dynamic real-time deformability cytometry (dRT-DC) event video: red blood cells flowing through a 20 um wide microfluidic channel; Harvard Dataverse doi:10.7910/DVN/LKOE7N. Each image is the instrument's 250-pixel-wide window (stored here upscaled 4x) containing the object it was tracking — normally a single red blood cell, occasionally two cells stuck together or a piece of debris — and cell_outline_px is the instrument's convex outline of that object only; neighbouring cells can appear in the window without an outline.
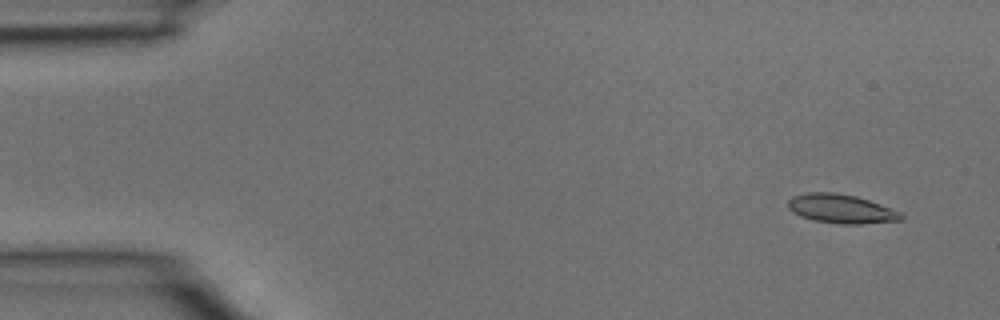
{"species": "common noctule bat (a hibernating species)", "species_latin": "Nyctalus noctula", "temperature_condition": "room temperature", "stored_images_in_passage": 39, "camera_frame_rate_fps": 3000, "um_per_image_px": 0.085, "animal": {"sex": "male", "body_mass_g": 15.6}, "frame": {"image": 1, "passage_image": 1, "time_ms": 0.0, "image_size_px": [1000, 320], "cell_outline_px": [[904, 220], [860, 224], [840, 224], [816, 220], [800, 216], [792, 212], [788, 208], [788, 200], [792, 196], [808, 192], [836, 192], [856, 196], [880, 204], [900, 212], [904, 216]], "centroid_in_image_um": [71.49, 17.74], "position_along_channel_um": 13.5, "area_um2": 19.13}}
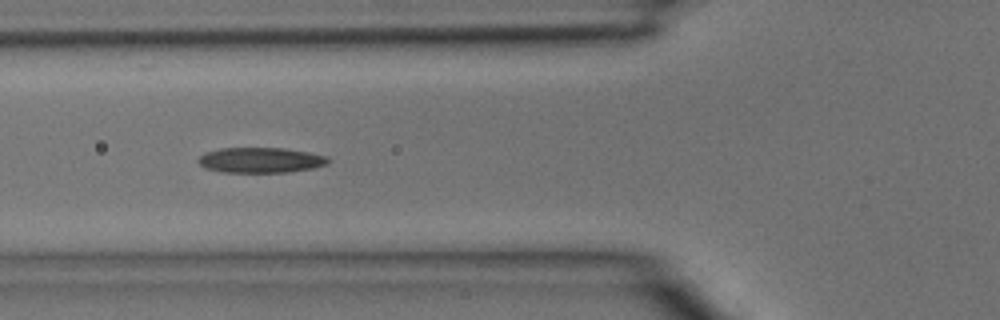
{"frame": {"image": 2, "passage_image": 13, "time_ms": 4.0, "image_size_px": [1000, 320], "cell_outline_px": [[332, 160], [328, 164], [312, 168], [288, 172], [220, 172], [204, 168], [196, 160], [204, 152], [220, 148], [284, 148], [308, 152], [328, 156]], "centroid_in_image_um": [22.15, 13.61], "position_along_channel_um": 103.7, "area_um2": 19.36}}
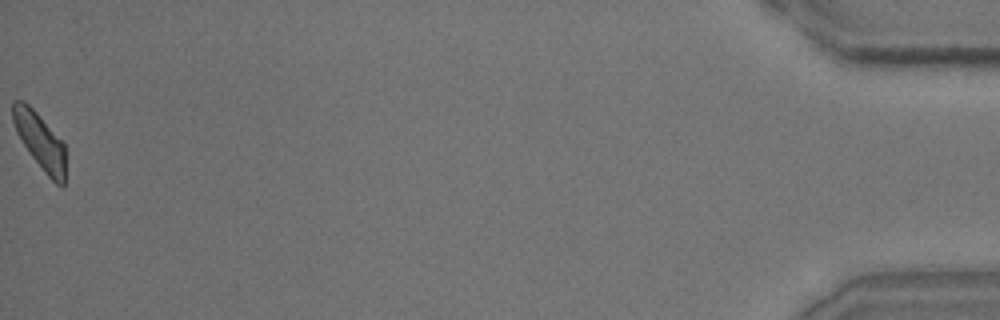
{"frame": {"image": 3, "passage_image": 39, "time_ms": 12.667, "image_size_px": [1000, 320], "cell_outline_px": [[64, 188], [60, 188], [44, 172], [32, 156], [16, 132], [12, 120], [12, 100], [24, 100], [36, 112], [64, 144]], "centroid_in_image_um": [3.37, 11.98], "position_along_channel_um": 431.8, "area_um2": 16.99}}